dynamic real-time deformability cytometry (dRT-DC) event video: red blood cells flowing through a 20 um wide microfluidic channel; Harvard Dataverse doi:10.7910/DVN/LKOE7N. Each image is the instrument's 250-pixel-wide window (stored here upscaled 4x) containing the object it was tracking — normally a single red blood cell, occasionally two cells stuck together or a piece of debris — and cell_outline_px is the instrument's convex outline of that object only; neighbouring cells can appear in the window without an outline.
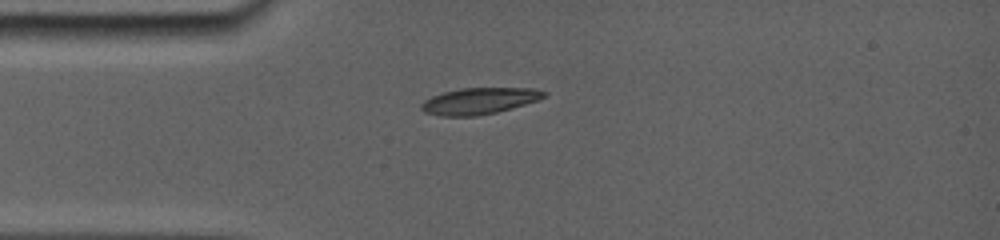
{"species": "common noctule bat (a hibernating species)", "species_latin": "Nyctalus noctula", "temperature_condition": "room temperature", "stored_images_in_passage": 16, "camera_frame_rate_fps": 5000, "um_per_image_px": 0.085, "animal": {"sex": "female", "body_mass_g": 19.0, "forearm_length_mm": 56.7}, "frame": {"image": 1, "passage_image": 1, "time_ms": 0.0, "image_size_px": [1000, 240], "cell_outline_px": [[548, 96], [524, 104], [496, 112], [476, 116], [440, 116], [424, 112], [420, 108], [420, 104], [424, 100], [432, 96], [444, 92], [460, 88], [536, 88], [548, 92]], "centroid_in_image_um": [40.73, 8.57], "position_along_channel_um": 44.3, "area_um2": 18.9}}
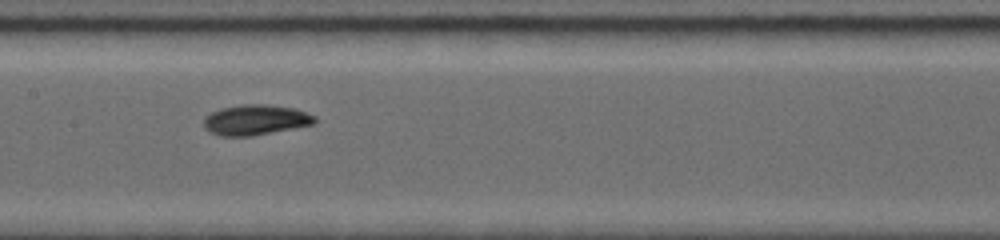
{"frame": {"image": 2, "passage_image": 5, "time_ms": 4.0, "image_size_px": [1000, 240], "cell_outline_px": [[316, 120], [312, 124], [248, 136], [224, 136], [212, 132], [204, 128], [204, 120], [212, 112], [220, 108], [244, 104], [264, 104], [296, 108], [316, 116]], "centroid_in_image_um": [21.72, 10.17], "position_along_channel_um": 185.7, "area_um2": 19.19}}
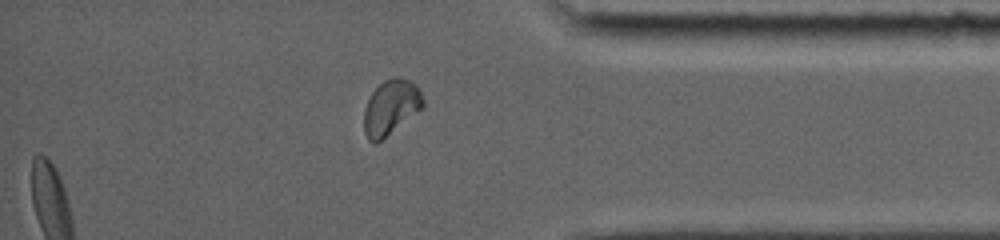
{"frame": {"image": 3, "passage_image": 12, "time_ms": 9.8, "image_size_px": [1000, 240], "cell_outline_px": [[424, 104], [420, 108], [376, 144], [372, 144], [368, 140], [364, 132], [364, 108], [372, 92], [384, 80], [396, 76], [400, 76], [416, 84], [420, 88], [424, 100]], "centroid_in_image_um": [33.2, 9.1], "position_along_channel_um": 402.0, "area_um2": 18.67}, "authors_computed_cell_mechanics": {"area_um2": 18.6116, "velocity_mm_per_s": 3.8705, "shape_relaxation_time_tau1_ms": 4.8142, "shape_relaxation_time_tau2_ms": 3.1212, "deformation_change_tau1": 0.183, "deformation_change_tau2": 0.0414}}